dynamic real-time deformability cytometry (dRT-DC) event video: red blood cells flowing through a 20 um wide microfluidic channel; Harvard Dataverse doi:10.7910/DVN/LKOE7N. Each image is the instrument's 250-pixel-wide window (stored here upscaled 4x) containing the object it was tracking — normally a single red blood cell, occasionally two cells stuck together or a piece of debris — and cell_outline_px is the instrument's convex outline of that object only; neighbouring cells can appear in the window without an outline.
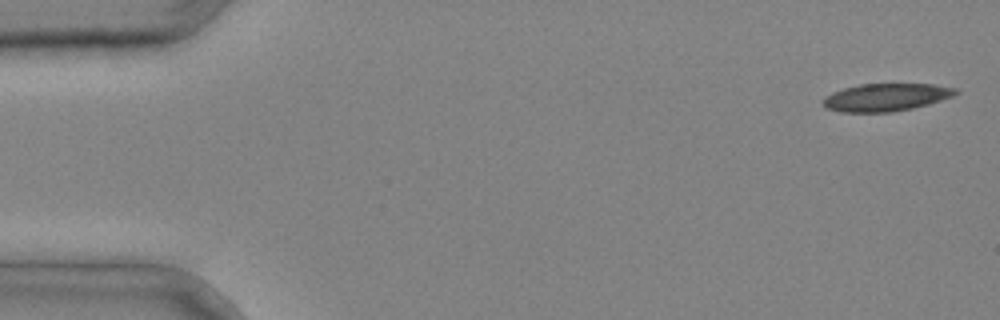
{"species": "common noctule bat (a hibernating species)", "species_latin": "Nyctalus noctula", "temperature_condition": "cold", "stored_images_in_passage": 5, "camera_frame_rate_fps": 3000, "um_per_image_px": 0.085, "animal": {"sex": "male", "body_mass_g": 20.4}, "frame": {"image": 1, "passage_image": 1, "time_ms": 0.0, "image_size_px": [1000, 320], "cell_outline_px": [[960, 92], [952, 96], [928, 104], [912, 108], [892, 112], [840, 112], [824, 108], [820, 104], [820, 100], [824, 96], [832, 92], [844, 88], [860, 84], [932, 84], [956, 88]], "centroid_in_image_um": [75.23, 8.27], "position_along_channel_um": 9.8, "area_um2": 21.56}}
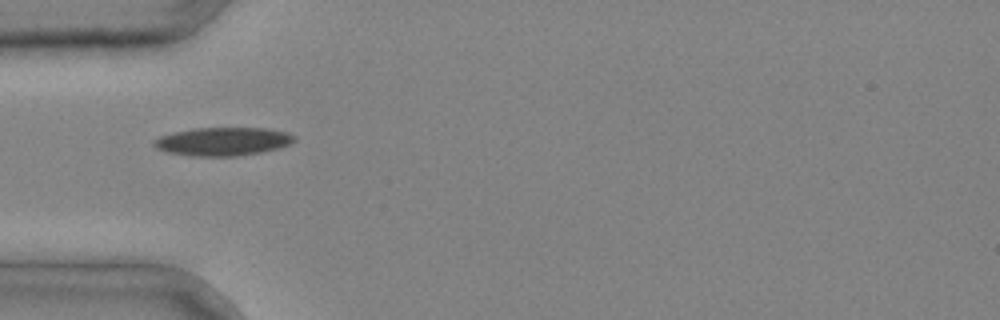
{"frame": {"image": 2, "passage_image": 4, "time_ms": 1.0, "image_size_px": [1000, 320], "cell_outline_px": [[296, 140], [292, 144], [280, 148], [260, 152], [236, 156], [188, 156], [168, 152], [156, 148], [152, 144], [152, 140], [160, 136], [176, 132], [196, 128], [264, 128], [288, 132], [296, 136]], "centroid_in_image_um": [18.97, 12.03], "position_along_channel_um": 66.0, "area_um2": 23.29}}